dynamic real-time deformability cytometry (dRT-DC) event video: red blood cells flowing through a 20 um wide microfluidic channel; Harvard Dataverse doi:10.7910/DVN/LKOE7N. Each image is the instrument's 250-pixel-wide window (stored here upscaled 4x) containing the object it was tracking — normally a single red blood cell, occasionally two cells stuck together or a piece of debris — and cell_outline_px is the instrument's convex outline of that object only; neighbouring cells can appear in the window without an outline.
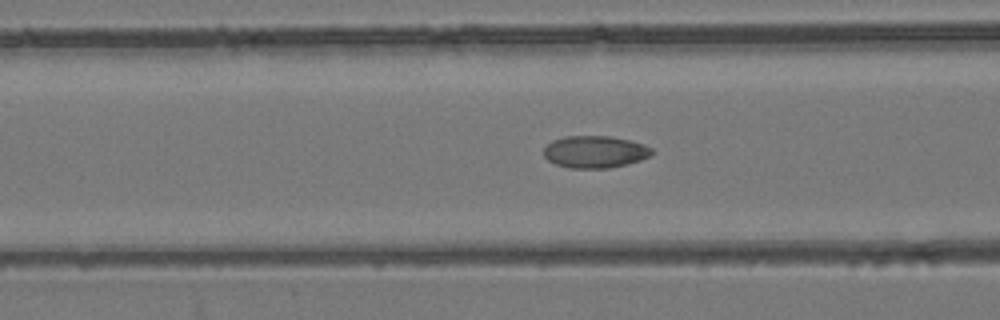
{"species": "common noctule bat (a hibernating species)", "species_latin": "Nyctalus noctula", "temperature_condition": "room temperature", "stored_images_in_passage": 54, "camera_frame_rate_fps": 3000, "um_per_image_px": 0.085, "animal": {"sex": "female", "body_mass_g": 24.6, "forearm_length_mm": 56.2}, "frame": {"image": 1, "passage_image": 22, "time_ms": 7.0, "image_size_px": [1000, 320], "cell_outline_px": [[652, 156], [628, 164], [608, 168], [568, 168], [556, 164], [548, 160], [544, 156], [544, 148], [552, 140], [564, 136], [608, 136], [628, 140], [644, 144], [652, 148]], "centroid_in_image_um": [50.57, 12.91], "position_along_channel_um": 116.0, "area_um2": 20.29}}
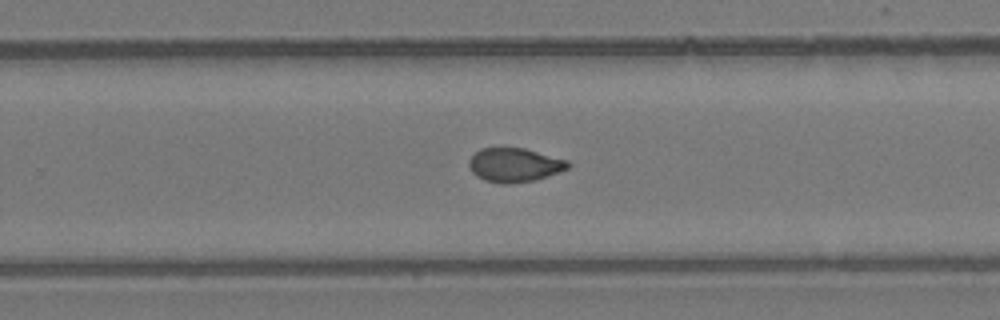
{"frame": {"image": 2, "passage_image": 35, "time_ms": 11.333, "image_size_px": [1000, 320], "cell_outline_px": [[572, 164], [568, 168], [536, 180], [512, 184], [500, 184], [484, 180], [476, 176], [472, 172], [468, 164], [468, 160], [480, 148], [524, 148], [568, 160]], "centroid_in_image_um": [43.72, 14.03], "position_along_channel_um": 286.1, "area_um2": 19.71}}
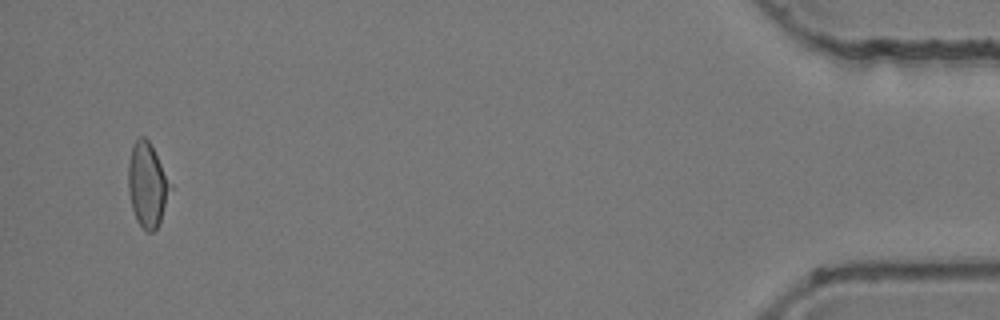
{"frame": {"image": 3, "passage_image": 52, "time_ms": 17.0, "image_size_px": [1000, 320], "cell_outline_px": [[172, 188], [160, 220], [156, 228], [152, 232], [148, 232], [136, 220], [132, 208], [128, 192], [128, 164], [132, 144], [140, 136], [144, 136], [152, 144]], "centroid_in_image_um": [12.5, 15.67], "position_along_channel_um": 422.7, "area_um2": 20.52}, "authors_computed_cell_mechanics": {"area_um2": 20.4901, "velocity_mm_per_s": 3.9262, "shape_relaxation_time_tau1_ms": 5.9224, "shape_relaxation_time_tau2_ms": 3.0243, "deformation_change_tau1": 0.1198, "deformation_change_tau2": 0.0694}}